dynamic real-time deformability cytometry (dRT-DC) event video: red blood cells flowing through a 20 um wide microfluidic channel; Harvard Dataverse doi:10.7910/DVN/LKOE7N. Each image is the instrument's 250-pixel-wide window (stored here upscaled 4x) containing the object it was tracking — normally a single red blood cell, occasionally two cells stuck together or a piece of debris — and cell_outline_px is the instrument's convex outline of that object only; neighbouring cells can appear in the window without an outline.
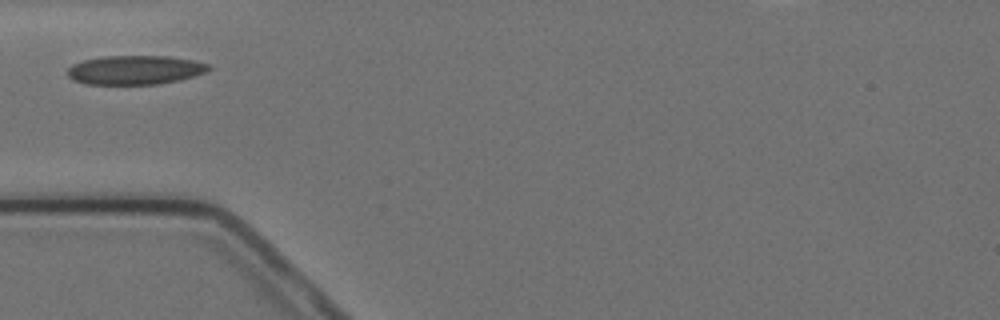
{"species": "Egyptian fruit bat (a non-hibernating species)", "species_latin": "Rousettus aegyptiacus", "temperature_condition": "cold", "stored_images_in_passage": 7, "camera_frame_rate_fps": 3000, "um_per_image_px": 0.085, "animal": {"sex": "female"}, "frame": {"image": 1, "passage_image": 1, "time_ms": 0.0, "image_size_px": [1000, 320], "cell_outline_px": [[212, 68], [204, 72], [180, 80], [156, 84], [88, 84], [72, 80], [68, 76], [68, 68], [72, 64], [84, 60], [100, 56], [168, 56], [192, 60], [208, 64]], "centroid_in_image_um": [11.44, 5.94], "position_along_channel_um": 73.6, "area_um2": 23.81}}
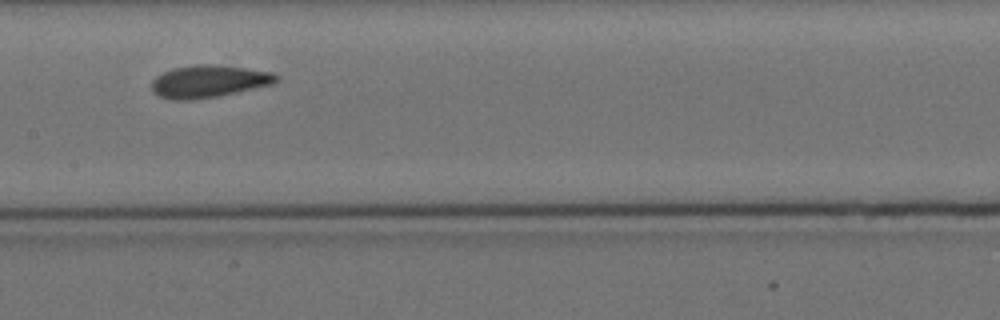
{"frame": {"image": 2, "passage_image": 4, "time_ms": 3.333, "image_size_px": [1000, 320], "cell_outline_px": [[280, 80], [276, 84], [216, 96], [192, 100], [172, 100], [160, 96], [152, 92], [152, 80], [156, 76], [172, 68], [196, 64], [216, 64], [272, 72], [280, 76]], "centroid_in_image_um": [17.77, 6.91], "position_along_channel_um": 189.6, "area_um2": 23.7}}
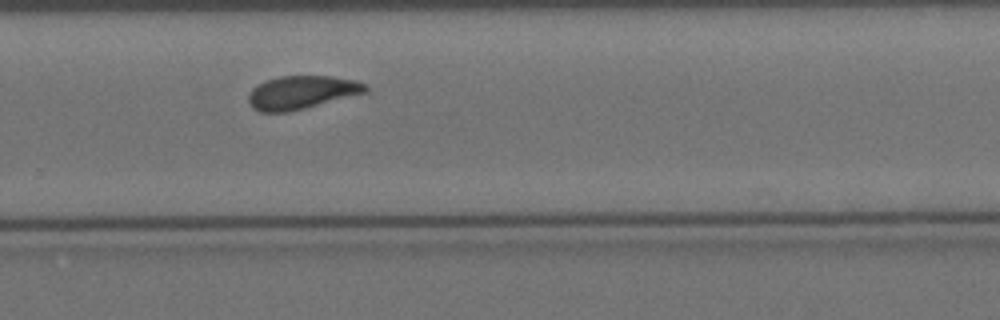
{"frame": {"image": 3, "passage_image": 7, "time_ms": 6.667, "image_size_px": [1000, 320], "cell_outline_px": [[368, 92], [288, 112], [260, 112], [252, 108], [248, 100], [248, 92], [256, 84], [280, 76], [332, 76], [356, 80], [364, 84], [368, 88]], "centroid_in_image_um": [25.61, 7.85], "position_along_channel_um": 304.2, "area_um2": 22.72}}